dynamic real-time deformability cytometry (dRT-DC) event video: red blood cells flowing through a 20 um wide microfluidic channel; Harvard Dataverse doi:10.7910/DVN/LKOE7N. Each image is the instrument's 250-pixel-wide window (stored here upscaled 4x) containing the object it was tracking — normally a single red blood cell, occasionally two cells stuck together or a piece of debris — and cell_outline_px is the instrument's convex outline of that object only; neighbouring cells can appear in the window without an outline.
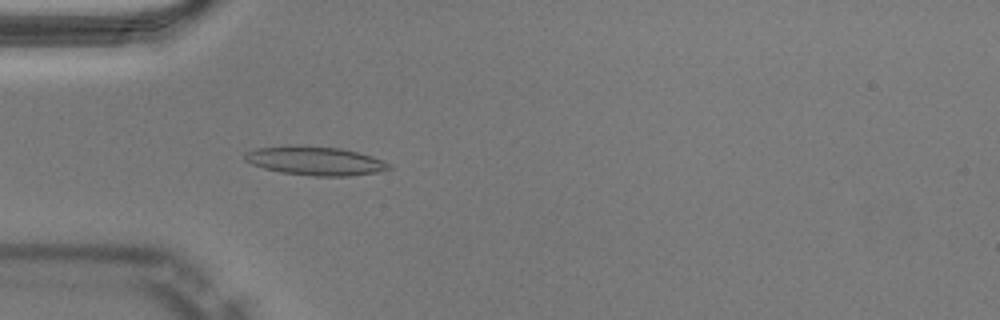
{"species": "Egyptian fruit bat (a non-hibernating species)", "species_latin": "Rousettus aegyptiacus", "temperature_condition": "warm", "stored_images_in_passage": 39, "camera_frame_rate_fps": 3000, "um_per_image_px": 0.085, "animal": {"sex": "male"}, "frame": {"image": 1, "passage_image": 4, "time_ms": 1.0, "image_size_px": [1000, 320], "cell_outline_px": [[392, 168], [376, 172], [348, 176], [312, 176], [280, 172], [264, 168], [252, 164], [244, 160], [244, 152], [256, 148], [288, 144], [296, 144], [340, 148], [372, 156], [392, 164]], "centroid_in_image_um": [26.75, 13.65], "position_along_channel_um": 58.3, "area_um2": 24.51}}
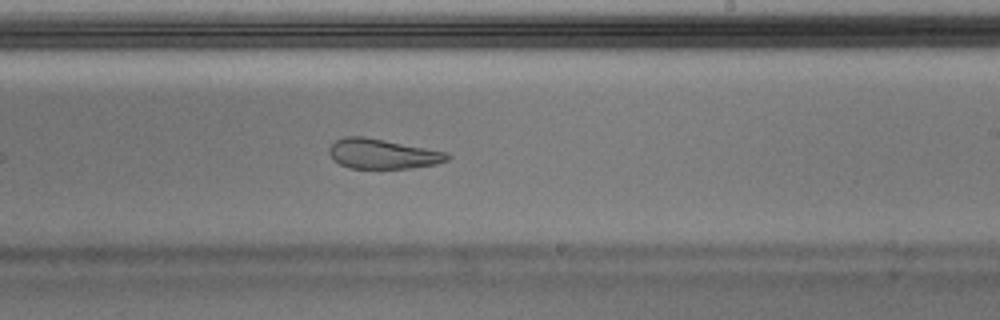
{"frame": {"image": 2, "passage_image": 19, "time_ms": 6.0, "image_size_px": [1000, 320], "cell_outline_px": [[452, 156], [448, 160], [436, 164], [412, 168], [348, 168], [332, 160], [328, 152], [328, 148], [336, 140], [344, 136], [364, 136], [448, 152]], "centroid_in_image_um": [32.51, 13.08], "position_along_channel_um": 256.5, "area_um2": 20.75}}
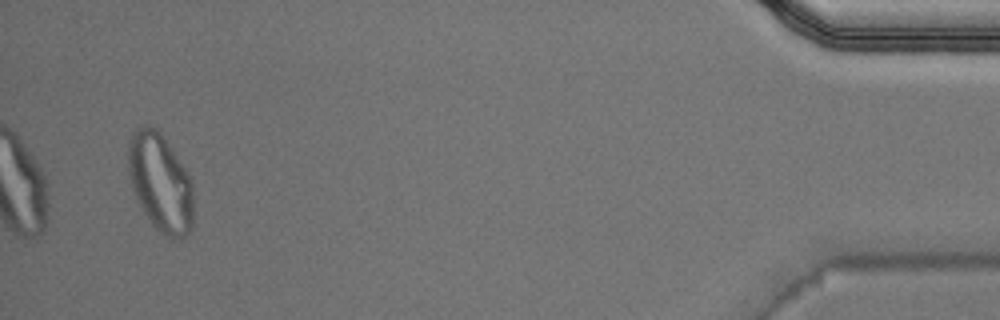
{"frame": {"image": 3, "passage_image": 37, "time_ms": 12.0, "image_size_px": [1000, 320], "cell_outline_px": [[192, 228], [184, 236], [172, 240], [160, 232], [152, 224], [144, 212], [132, 188], [128, 168], [128, 144], [132, 132], [136, 128], [148, 124], [156, 128], [160, 132], [184, 168], [192, 184]], "centroid_in_image_um": [13.61, 15.51], "position_along_channel_um": 421.6, "area_um2": 36.88}, "authors_computed_cell_mechanics": {"area_um2": 23.12, "velocity_mm_per_s": 4.0372, "shape_relaxation_time_tau1_ms": null, "shape_relaxation_time_tau2_ms": 1.3864, "deformation_change_tau1": null, "deformation_change_tau2": 0.0972}}